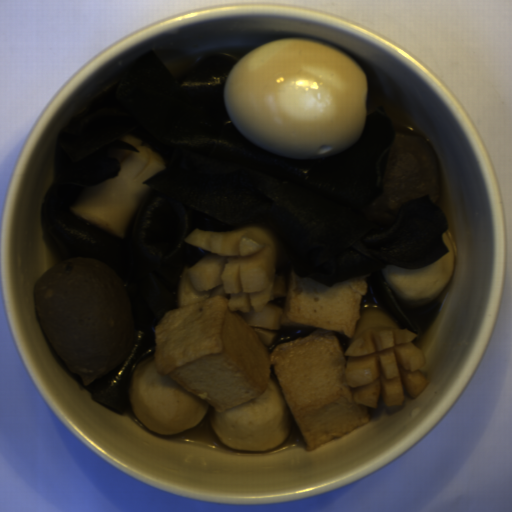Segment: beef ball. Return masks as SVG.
Instances as JSON below:
<instances>
[{
  "mask_svg": "<svg viewBox=\"0 0 512 512\" xmlns=\"http://www.w3.org/2000/svg\"><path fill=\"white\" fill-rule=\"evenodd\" d=\"M40 327L56 354L88 386L125 360L136 330L119 275L92 257L66 258L34 286Z\"/></svg>",
  "mask_w": 512,
  "mask_h": 512,
  "instance_id": "1",
  "label": "beef ball"
},
{
  "mask_svg": "<svg viewBox=\"0 0 512 512\" xmlns=\"http://www.w3.org/2000/svg\"><path fill=\"white\" fill-rule=\"evenodd\" d=\"M441 193L436 153L421 135L396 133L384 174L382 194L366 204V219L380 228H392L401 205L428 195L434 204Z\"/></svg>",
  "mask_w": 512,
  "mask_h": 512,
  "instance_id": "2",
  "label": "beef ball"
}]
</instances>
